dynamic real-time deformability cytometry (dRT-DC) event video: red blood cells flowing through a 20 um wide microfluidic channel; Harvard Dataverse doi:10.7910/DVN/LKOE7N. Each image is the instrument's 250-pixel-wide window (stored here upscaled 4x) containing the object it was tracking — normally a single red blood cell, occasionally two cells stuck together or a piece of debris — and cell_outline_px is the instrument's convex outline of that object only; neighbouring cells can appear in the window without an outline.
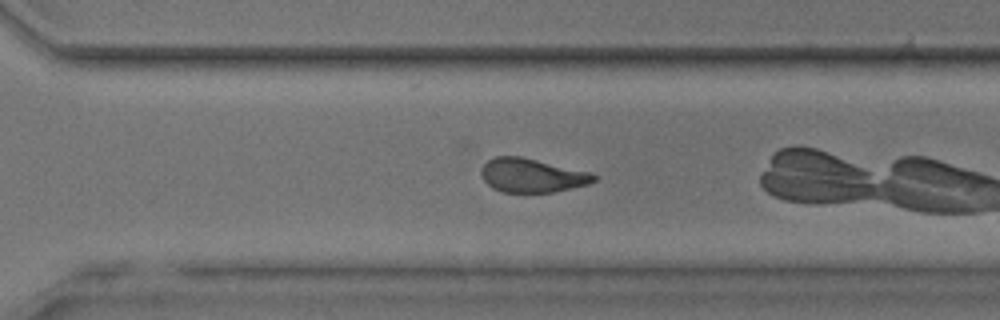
{"species": "common noctule bat (a hibernating species)", "species_latin": "Nyctalus noctula", "temperature_condition": "room temperature", "stored_images_in_passage": 29, "camera_frame_rate_fps": 3000, "um_per_image_px": 0.085, "animal": {"sex": "male", "body_mass_g": 17.9, "forearm_length_mm": 54.2}, "frame": {"image": 1, "passage_image": 21, "time_ms": 6.667, "image_size_px": [1000, 320], "cell_outline_px": [[596, 180], [588, 184], [552, 192], [504, 192], [492, 188], [484, 180], [480, 172], [484, 164], [488, 160], [496, 156], [520, 156], [588, 172], [596, 176]], "centroid_in_image_um": [45.17, 14.91], "position_along_channel_um": 325.4, "area_um2": 21.85}}
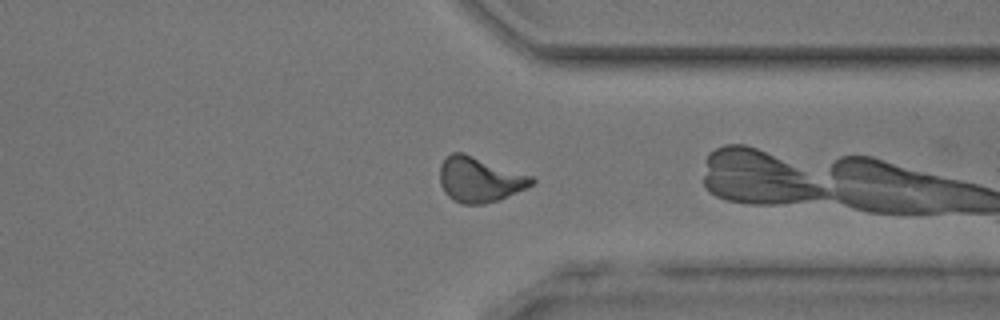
{"frame": {"image": 2, "passage_image": 24, "time_ms": 7.667, "image_size_px": [1000, 320], "cell_outline_px": [[536, 180], [532, 184], [500, 200], [484, 204], [464, 204], [452, 200], [444, 192], [440, 184], [440, 164], [452, 152], [464, 152], [532, 176]], "centroid_in_image_um": [40.74, 15.26], "position_along_channel_um": 370.7, "area_um2": 24.16}}